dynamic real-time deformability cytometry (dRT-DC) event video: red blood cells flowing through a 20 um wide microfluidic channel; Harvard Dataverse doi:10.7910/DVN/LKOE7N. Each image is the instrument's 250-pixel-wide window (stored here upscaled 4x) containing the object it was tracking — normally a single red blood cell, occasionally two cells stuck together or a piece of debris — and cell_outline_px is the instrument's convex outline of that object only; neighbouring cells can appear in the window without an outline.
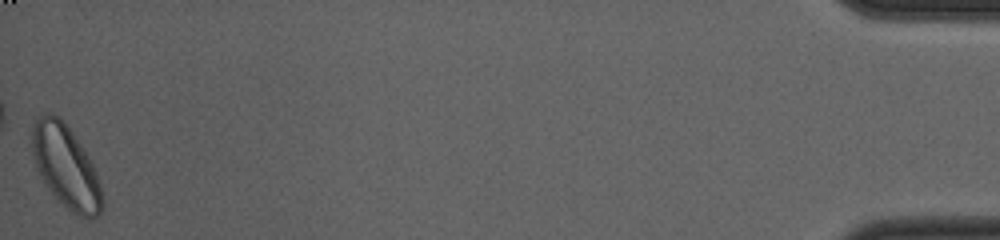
{"species": "common noctule bat (a hibernating species)", "species_latin": "Nyctalus noctula", "temperature_condition": "cold", "stored_images_in_passage": 41, "camera_frame_rate_fps": 3000, "um_per_image_px": 0.085, "animal": {"sex": "female", "body_mass_g": 23.0, "forearm_length_mm": 53.4}, "frame": {"image": 1, "passage_image": 41, "time_ms": 13.333, "image_size_px": [1000, 240], "cell_outline_px": [[104, 204], [100, 212], [92, 220], [80, 216], [72, 212], [48, 188], [36, 164], [32, 152], [32, 128], [36, 120], [40, 116], [48, 112], [52, 112], [72, 132], [88, 156], [92, 164], [100, 184]], "centroid_in_image_um": [5.62, 14.18], "position_along_channel_um": 429.6, "area_um2": 32.89}, "authors_computed_cell_mechanics": {"area_um2": 21.386, "velocity_mm_per_s": 3.735, "shape_relaxation_time_tau1_ms": 2.0789, "shape_relaxation_time_tau2_ms": null, "deformation_change_tau1": 0.0821, "deformation_change_tau2": null}}